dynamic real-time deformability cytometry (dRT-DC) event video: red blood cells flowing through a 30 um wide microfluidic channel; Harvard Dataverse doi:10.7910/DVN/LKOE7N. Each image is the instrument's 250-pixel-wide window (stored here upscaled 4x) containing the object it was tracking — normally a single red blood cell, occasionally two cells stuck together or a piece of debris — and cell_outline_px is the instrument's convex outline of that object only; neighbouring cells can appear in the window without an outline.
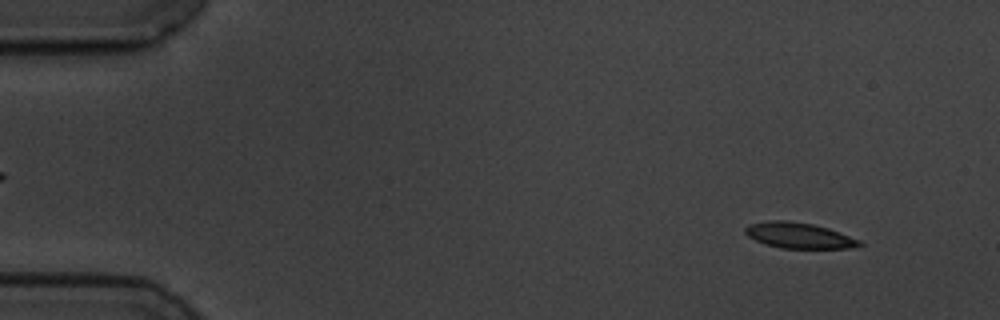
{"species": "common noctule bat (a hibernating species)", "species_latin": "Nyctalus noctula", "temperature_condition": "cold", "stored_images_in_passage": 59, "segment_of_instrument_passage": [1, 2], "camera_frame_rate_fps": 3000, "um_per_image_px": 0.085, "animal": {"sex": "male", "body_mass_g": 19.5, "forearm_length_mm": 54.6}, "frame": {"image": 1, "passage_image": 5, "time_ms": 1.333, "image_size_px": [1000, 320], "cell_outline_px": [[864, 244], [848, 248], [780, 248], [764, 244], [748, 236], [744, 232], [744, 228], [748, 224], [768, 220], [788, 220], [812, 224], [828, 228], [840, 232], [860, 240]], "centroid_in_image_um": [67.87, 20.0], "position_along_channel_um": 17.1, "area_um2": 17.17}}
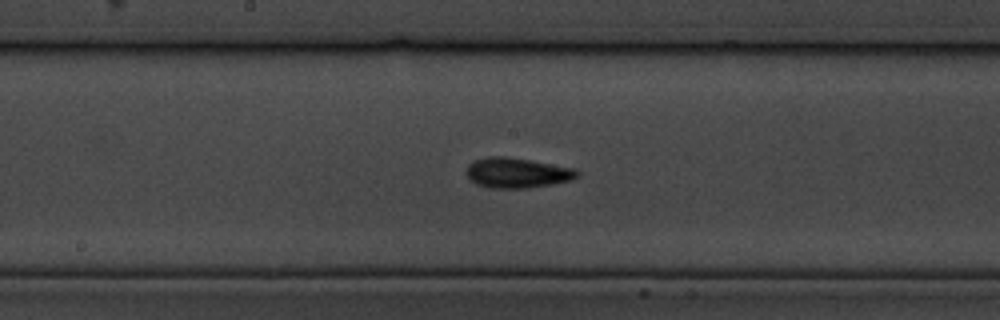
{"frame": {"image": 2, "passage_image": 30, "time_ms": 9.667, "image_size_px": [1000, 320], "cell_outline_px": [[580, 176], [572, 180], [552, 184], [528, 188], [488, 188], [476, 184], [468, 176], [468, 164], [476, 160], [488, 156], [504, 156], [576, 168], [580, 172]], "centroid_in_image_um": [44.0, 14.7], "position_along_channel_um": 204.2, "area_um2": 19.42}}
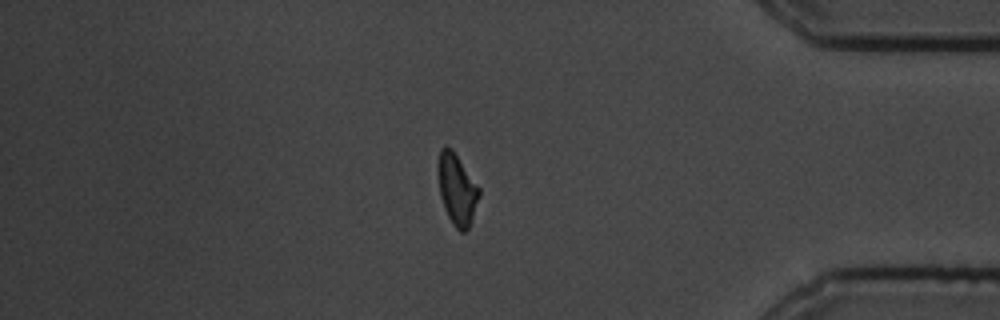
{"frame": {"image": 3, "passage_image": 49, "time_ms": 16.0, "image_size_px": [1000, 320], "cell_outline_px": [[480, 196], [468, 228], [464, 232], [460, 232], [452, 224], [444, 208], [440, 196], [440, 148], [444, 144], [452, 148], [480, 188]], "centroid_in_image_um": [38.87, 16.1], "position_along_channel_um": 396.3, "area_um2": 16.59}}